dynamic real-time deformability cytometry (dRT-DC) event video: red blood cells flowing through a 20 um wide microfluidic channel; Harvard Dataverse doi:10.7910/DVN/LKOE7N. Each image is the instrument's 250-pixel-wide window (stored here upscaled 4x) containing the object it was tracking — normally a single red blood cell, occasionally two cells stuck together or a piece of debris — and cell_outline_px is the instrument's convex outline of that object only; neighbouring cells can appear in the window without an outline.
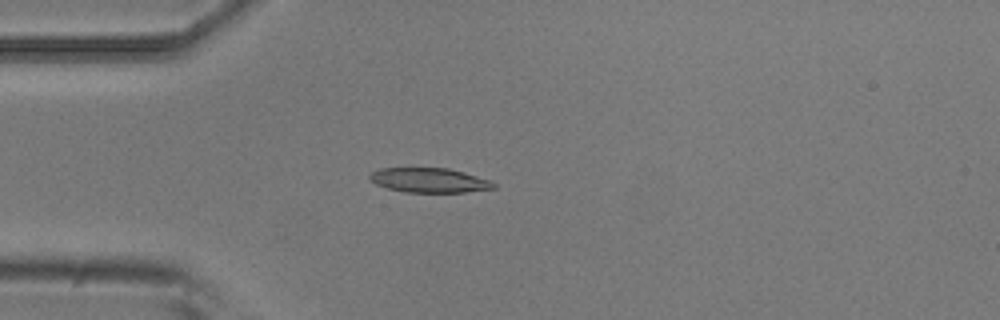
{"species": "common noctule bat (a hibernating species)", "species_latin": "Nyctalus noctula", "temperature_condition": "room temperature", "stored_images_in_passage": 5, "camera_frame_rate_fps": 3000, "um_per_image_px": 0.085, "animal": {"sex": "male", "body_mass_g": 20.5, "forearm_length_mm": 52.5}, "frame": {"image": 1, "passage_image": 4, "time_ms": 1.0, "image_size_px": [1000, 320], "cell_outline_px": [[496, 188], [464, 192], [404, 192], [388, 188], [376, 184], [368, 180], [368, 176], [372, 172], [380, 168], [448, 168], [464, 172], [488, 180], [496, 184]], "centroid_in_image_um": [36.45, 15.32], "position_along_channel_um": 48.5, "area_um2": 17.69}}